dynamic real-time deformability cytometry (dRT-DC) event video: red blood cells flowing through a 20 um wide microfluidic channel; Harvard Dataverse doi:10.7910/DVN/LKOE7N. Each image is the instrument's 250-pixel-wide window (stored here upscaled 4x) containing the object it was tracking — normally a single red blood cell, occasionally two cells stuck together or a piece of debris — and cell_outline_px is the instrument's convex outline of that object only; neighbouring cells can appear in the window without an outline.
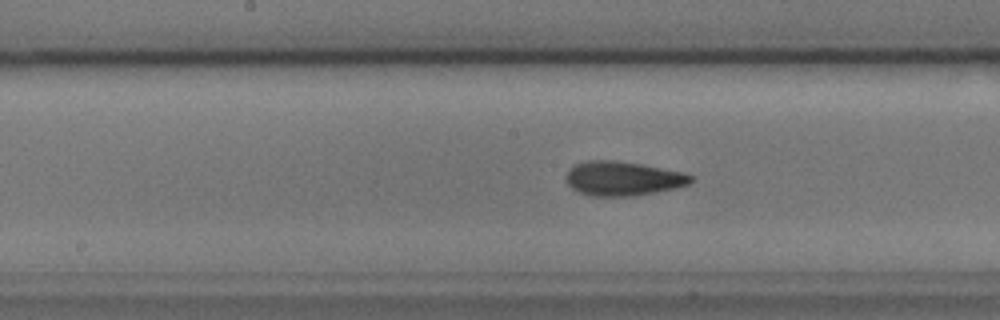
{"species": "common noctule bat (a hibernating species)", "species_latin": "Nyctalus noctula", "temperature_condition": "cold", "stored_images_in_passage": 38, "camera_frame_rate_fps": 3000, "um_per_image_px": 0.085, "animal": {"sex": "male", "body_mass_g": 17.9, "forearm_length_mm": 54.2}, "frame": {"image": 1, "passage_image": 13, "time_ms": 4.0, "image_size_px": [1000, 320], "cell_outline_px": [[692, 180], [688, 184], [676, 188], [636, 196], [592, 196], [580, 192], [572, 188], [564, 180], [568, 168], [576, 164], [588, 160], [616, 160], [640, 164], [684, 172], [692, 176]], "centroid_in_image_um": [52.91, 15.17], "position_along_channel_um": 195.3, "area_um2": 25.03}}
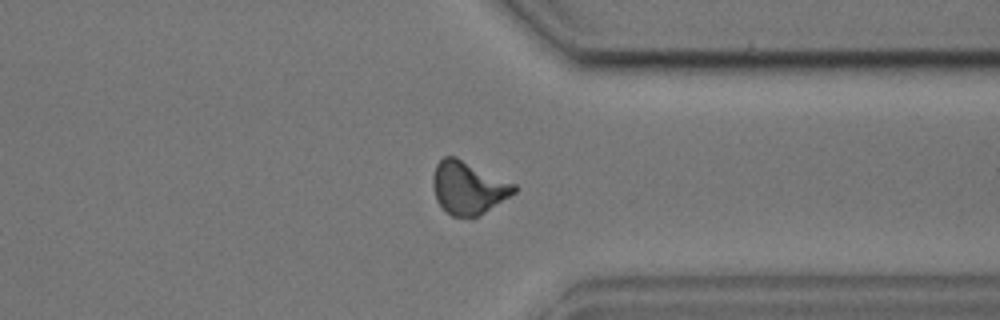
{"frame": {"image": 2, "passage_image": 28, "time_ms": 9.0, "image_size_px": [1000, 320], "cell_outline_px": [[516, 192], [484, 212], [476, 216], [452, 216], [436, 200], [432, 184], [432, 176], [436, 164], [444, 156], [456, 156], [516, 184]], "centroid_in_image_um": [39.78, 15.92], "position_along_channel_um": 371.6, "area_um2": 24.74}}
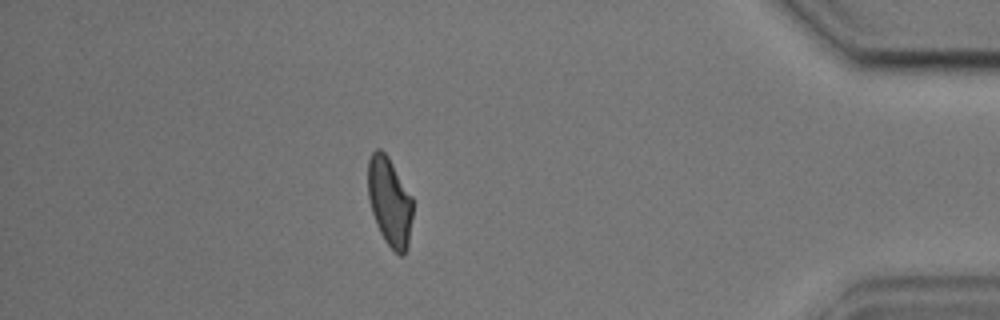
{"frame": {"image": 3, "passage_image": 34, "time_ms": 11.0, "image_size_px": [1000, 320], "cell_outline_px": [[412, 216], [408, 248], [404, 256], [400, 256], [384, 240], [376, 224], [372, 212], [368, 196], [368, 160], [372, 152], [376, 148], [380, 148], [388, 156], [412, 196]], "centroid_in_image_um": [33.12, 17.14], "position_along_channel_um": 402.1, "area_um2": 23.24}}